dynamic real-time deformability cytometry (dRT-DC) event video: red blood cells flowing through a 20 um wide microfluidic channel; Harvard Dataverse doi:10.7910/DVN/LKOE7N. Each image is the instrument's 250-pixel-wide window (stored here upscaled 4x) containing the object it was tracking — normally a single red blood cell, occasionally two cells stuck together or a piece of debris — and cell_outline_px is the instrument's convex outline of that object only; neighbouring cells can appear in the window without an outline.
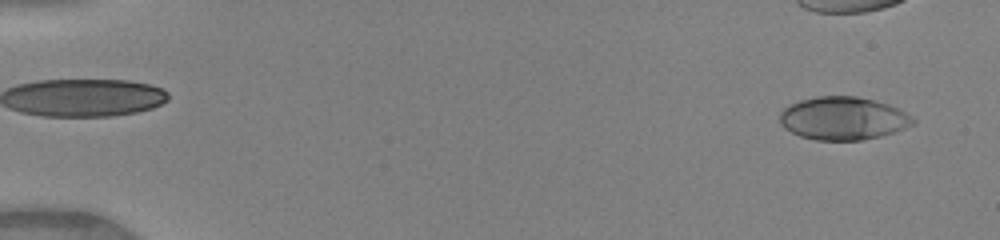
{"species": "human", "species_latin": "Homo sapiens", "temperature_condition": "warm", "stored_images_in_passage": 40, "camera_frame_rate_fps": 3000, "um_per_image_px": 0.085, "donor": {"sex": "female"}, "frame": {"image": 1, "passage_image": 2, "time_ms": 0.333, "image_size_px": [1000, 240], "cell_outline_px": [[916, 120], [912, 124], [904, 128], [880, 136], [860, 140], [816, 140], [800, 136], [784, 128], [780, 124], [780, 112], [788, 104], [800, 100], [816, 96], [856, 96], [876, 100], [888, 104], [912, 116]], "centroid_in_image_um": [71.63, 10.05], "position_along_channel_um": 13.4, "area_um2": 33.35}}